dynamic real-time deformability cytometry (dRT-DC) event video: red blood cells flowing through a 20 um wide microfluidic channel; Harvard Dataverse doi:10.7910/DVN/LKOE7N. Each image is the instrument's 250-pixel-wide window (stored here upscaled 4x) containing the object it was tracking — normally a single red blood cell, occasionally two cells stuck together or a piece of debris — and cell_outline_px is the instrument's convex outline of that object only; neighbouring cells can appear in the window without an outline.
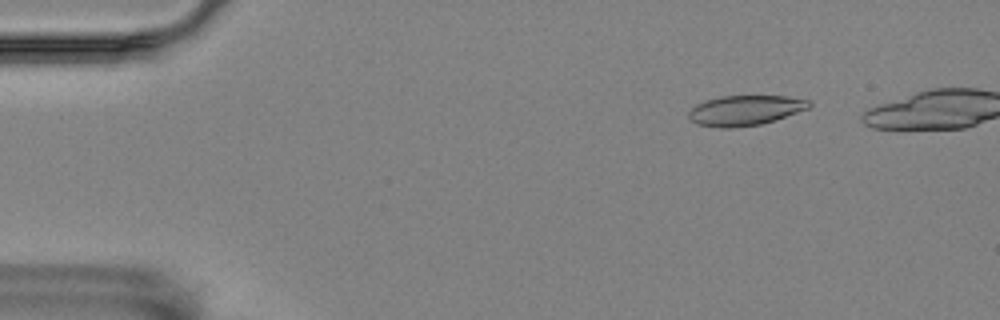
{"species": "Egyptian fruit bat (a non-hibernating species)", "species_latin": "Rousettus aegyptiacus", "temperature_condition": "room temperature", "stored_images_in_passage": 50, "camera_frame_rate_fps": 3000, "um_per_image_px": 0.085, "animal": {"sex": "female"}, "frame": {"image": 1, "passage_image": 7, "time_ms": 2.0, "image_size_px": [1000, 320], "cell_outline_px": [[812, 104], [808, 108], [760, 124], [728, 128], [720, 128], [696, 124], [688, 116], [688, 112], [696, 104], [720, 96], [788, 96], [812, 100]], "centroid_in_image_um": [63.32, 9.37], "position_along_channel_um": 21.7, "area_um2": 20.87}}
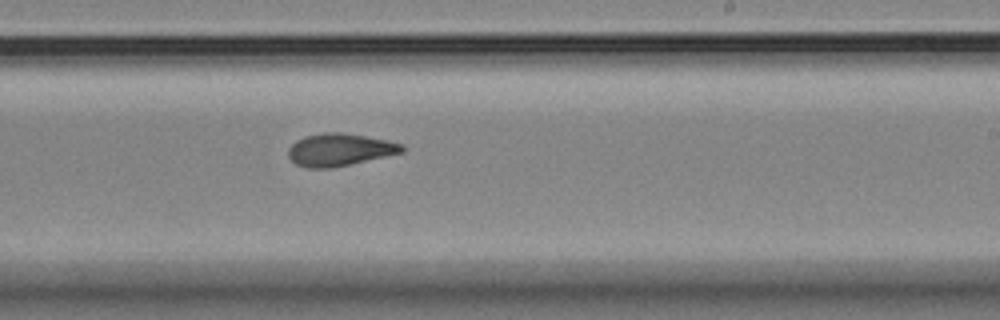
{"frame": {"image": 2, "passage_image": 34, "time_ms": 11.0, "image_size_px": [1000, 320], "cell_outline_px": [[404, 152], [332, 168], [308, 168], [296, 164], [288, 156], [288, 148], [296, 140], [304, 136], [324, 132], [344, 132], [388, 140], [404, 144]], "centroid_in_image_um": [28.87, 12.71], "position_along_channel_um": 260.1, "area_um2": 21.62}}
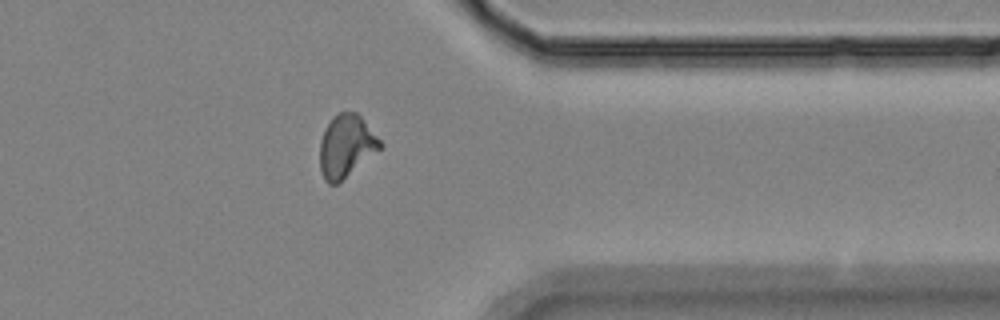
{"frame": {"image": 3, "passage_image": 45, "time_ms": 14.667, "image_size_px": [1000, 320], "cell_outline_px": [[384, 144], [380, 148], [336, 184], [328, 184], [324, 180], [320, 168], [320, 140], [324, 128], [340, 112], [356, 112], [360, 116]], "centroid_in_image_um": [29.4, 12.41], "position_along_channel_um": 382.0, "area_um2": 21.39}, "authors_computed_cell_mechanics": {"area_um2": 21.5883, "velocity_mm_per_s": 3.5371, "shape_relaxation_time_tau1_ms": 7.5242, "shape_relaxation_time_tau2_ms": 4.2244, "deformation_change_tau1": 0.1737, "deformation_change_tau2": 0.1159}}